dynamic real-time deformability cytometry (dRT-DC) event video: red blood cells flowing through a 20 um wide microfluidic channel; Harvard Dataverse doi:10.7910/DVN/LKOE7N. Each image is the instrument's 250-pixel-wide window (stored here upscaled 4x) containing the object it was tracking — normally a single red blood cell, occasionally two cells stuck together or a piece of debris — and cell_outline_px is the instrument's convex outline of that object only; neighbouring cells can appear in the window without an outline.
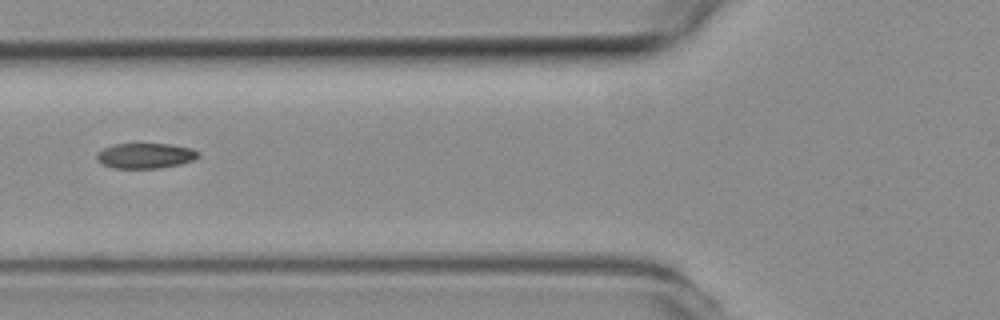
{"species": "common noctule bat (a hibernating species)", "species_latin": "Nyctalus noctula", "temperature_condition": "room temperature", "stored_images_in_passage": 8, "camera_frame_rate_fps": 3000, "um_per_image_px": 0.085, "animal": {"sex": "female", "body_mass_g": 19.3, "forearm_length_mm": 54.1}, "frame": {"image": 1, "passage_image": 5, "time_ms": 1.333, "image_size_px": [1000, 320], "cell_outline_px": [[200, 156], [196, 160], [180, 164], [160, 168], [112, 168], [100, 164], [96, 160], [96, 156], [104, 148], [112, 144], [172, 144], [188, 148], [200, 152]], "centroid_in_image_um": [12.36, 13.24], "position_along_channel_um": 113.4, "area_um2": 15.09}}
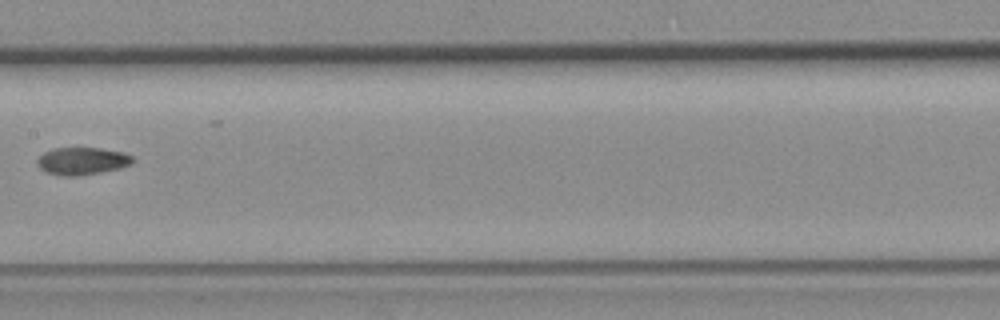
{"frame": {"image": 2, "passage_image": 7, "time_ms": 2.0, "image_size_px": [1000, 320], "cell_outline_px": [[132, 164], [120, 168], [100, 172], [76, 176], [64, 176], [48, 172], [40, 168], [36, 164], [36, 160], [44, 152], [52, 148], [100, 148], [124, 152], [132, 156]], "centroid_in_image_um": [6.97, 13.68], "position_along_channel_um": 200.4, "area_um2": 15.2}}
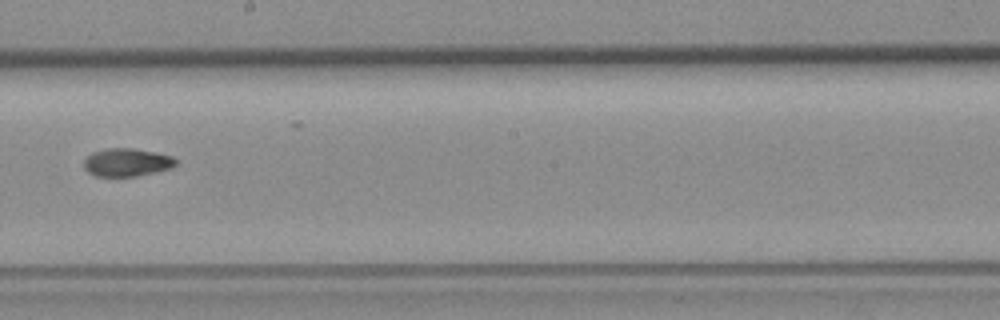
{"frame": {"image": 3, "passage_image": 8, "time_ms": 2.333, "image_size_px": [1000, 320], "cell_outline_px": [[176, 164], [172, 168], [136, 176], [96, 176], [88, 172], [84, 168], [84, 160], [92, 152], [108, 148], [132, 148], [156, 152], [172, 156], [176, 160]], "centroid_in_image_um": [10.78, 13.79], "position_along_channel_um": 237.4, "area_um2": 14.97}}